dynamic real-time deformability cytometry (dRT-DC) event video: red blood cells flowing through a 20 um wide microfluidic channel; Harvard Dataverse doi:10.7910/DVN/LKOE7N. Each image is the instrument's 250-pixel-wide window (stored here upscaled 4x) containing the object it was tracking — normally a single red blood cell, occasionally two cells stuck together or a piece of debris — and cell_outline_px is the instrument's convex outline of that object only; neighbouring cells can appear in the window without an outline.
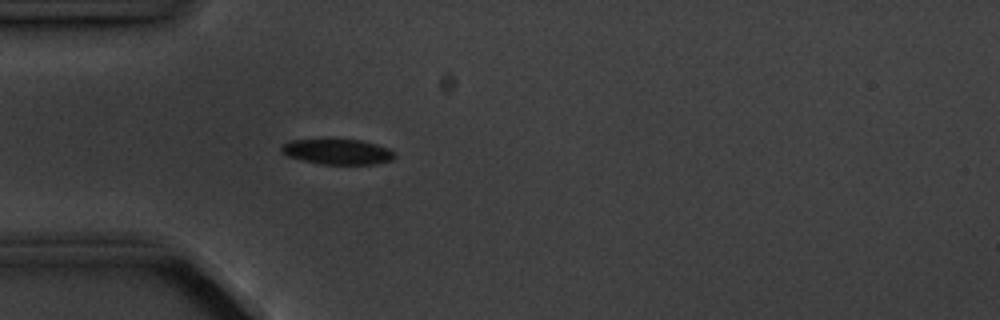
{"species": "common noctule bat (a hibernating species)", "species_latin": "Nyctalus noctula", "temperature_condition": "cold", "stored_images_in_passage": 1, "camera_frame_rate_fps": 3000, "um_per_image_px": 0.085, "animal": {"sex": "male", "body_mass_g": 20.1, "forearm_length_mm": 53.5}, "frame": {"image": 1, "passage_image": 1, "time_ms": 0.0, "image_size_px": [1000, 320], "cell_outline_px": [[396, 156], [392, 160], [376, 164], [320, 164], [288, 156], [280, 148], [288, 140], [324, 136], [360, 140], [376, 144], [388, 148]], "centroid_in_image_um": [28.65, 12.84], "position_along_channel_um": 56.4, "area_um2": 17.46}}